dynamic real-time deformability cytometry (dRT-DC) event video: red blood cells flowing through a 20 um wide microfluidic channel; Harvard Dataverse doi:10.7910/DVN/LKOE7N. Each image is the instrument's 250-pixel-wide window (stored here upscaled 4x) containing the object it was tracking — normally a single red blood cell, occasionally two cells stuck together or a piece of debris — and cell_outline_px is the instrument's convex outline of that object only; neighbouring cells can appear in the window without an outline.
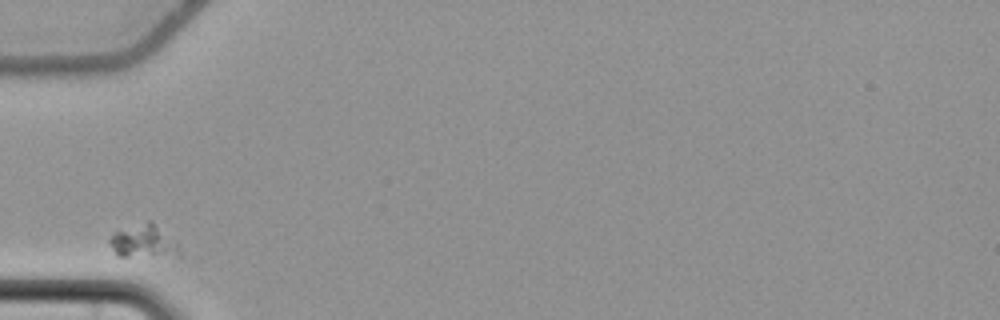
{"species": "common noctule bat (a hibernating species)", "species_latin": "Nyctalus noctula", "temperature_condition": "cold", "stored_images_in_passage": 28, "camera_frame_rate_fps": 3000, "um_per_image_px": 0.085, "animal": {"sex": "female", "body_mass_g": 22.7, "forearm_length_mm": 54.2}, "frame": {"image": 1, "passage_image": 1, "time_ms": 0.0, "image_size_px": [1000, 320], "cell_outline_px": [[180, 256], [120, 256], [108, 244], [108, 240], [116, 232], [148, 220], [152, 220], [176, 240], [180, 252]], "centroid_in_image_um": [12.26, 20.51], "position_along_channel_um": 72.7, "area_um2": 13.41}}
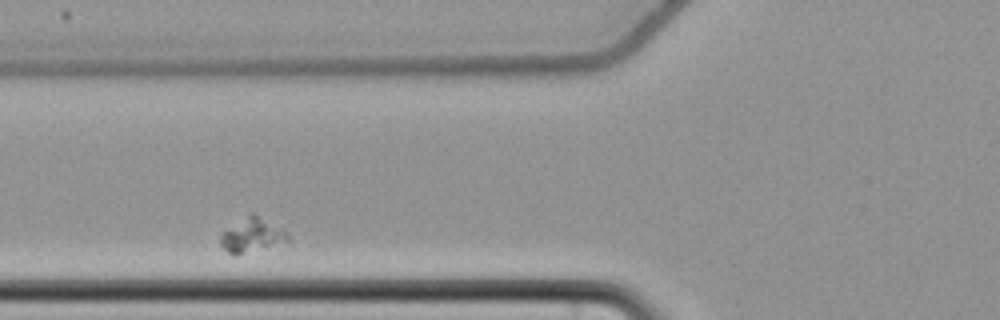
{"frame": {"image": 2, "passage_image": 4, "time_ms": 1.0, "image_size_px": [1000, 320], "cell_outline_px": [[288, 244], [240, 252], [228, 252], [220, 244], [220, 232], [252, 212], [284, 228], [288, 236]], "centroid_in_image_um": [21.47, 19.95], "position_along_channel_um": 104.3, "area_um2": 13.29}}
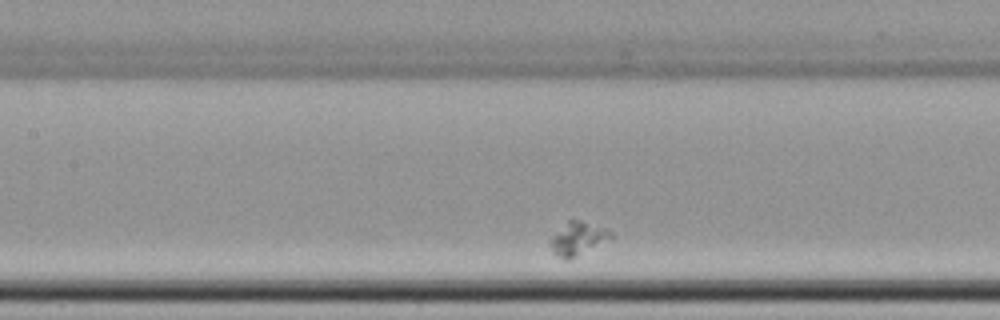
{"frame": {"image": 3, "passage_image": 9, "time_ms": 2.667, "image_size_px": [1000, 320], "cell_outline_px": [[612, 236], [568, 260], [564, 260], [556, 256], [552, 252], [552, 236], [568, 220], [580, 220], [604, 228], [612, 232]], "centroid_in_image_um": [49.06, 20.27], "position_along_channel_um": 158.3, "area_um2": 11.04}}